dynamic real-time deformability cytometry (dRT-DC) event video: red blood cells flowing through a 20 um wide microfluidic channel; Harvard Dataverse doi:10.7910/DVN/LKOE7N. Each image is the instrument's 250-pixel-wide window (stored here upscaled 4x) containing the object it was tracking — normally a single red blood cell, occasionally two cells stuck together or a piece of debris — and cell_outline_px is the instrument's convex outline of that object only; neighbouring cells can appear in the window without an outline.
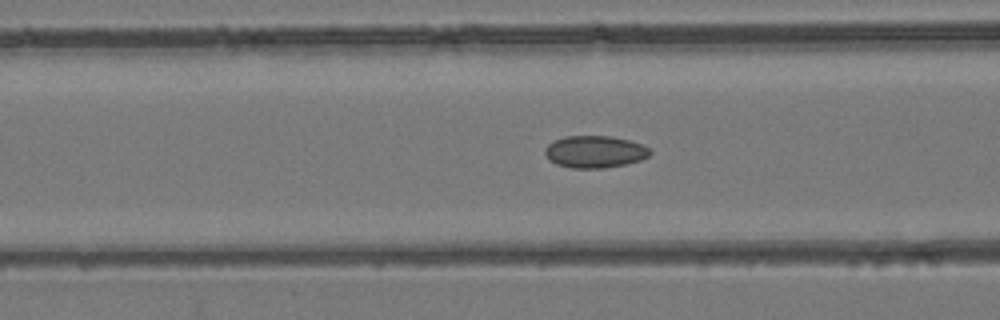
{"species": "common noctule bat (a hibernating species)", "species_latin": "Nyctalus noctula", "temperature_condition": "room temperature", "stored_images_in_passage": 44, "camera_frame_rate_fps": 3000, "um_per_image_px": 0.085, "animal": {"sex": "female", "body_mass_g": 24.6, "forearm_length_mm": 56.2}, "frame": {"image": 1, "passage_image": 15, "time_ms": 4.667, "image_size_px": [1000, 320], "cell_outline_px": [[652, 152], [648, 156], [640, 160], [624, 164], [604, 168], [572, 168], [556, 164], [548, 160], [544, 152], [544, 148], [552, 140], [564, 136], [612, 136], [628, 140], [640, 144], [648, 148]], "centroid_in_image_um": [50.5, 12.89], "position_along_channel_um": 116.1, "area_um2": 19.71}}
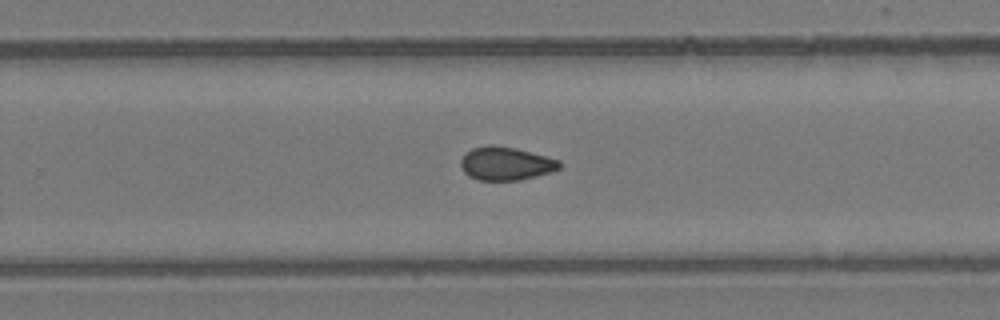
{"frame": {"image": 2, "passage_image": 27, "time_ms": 8.667, "image_size_px": [1000, 320], "cell_outline_px": [[560, 168], [536, 176], [520, 180], [480, 180], [468, 176], [464, 172], [460, 164], [460, 160], [472, 148], [488, 144], [492, 144], [516, 148], [560, 160]], "centroid_in_image_um": [42.97, 13.89], "position_along_channel_um": 286.8, "area_um2": 19.07}}
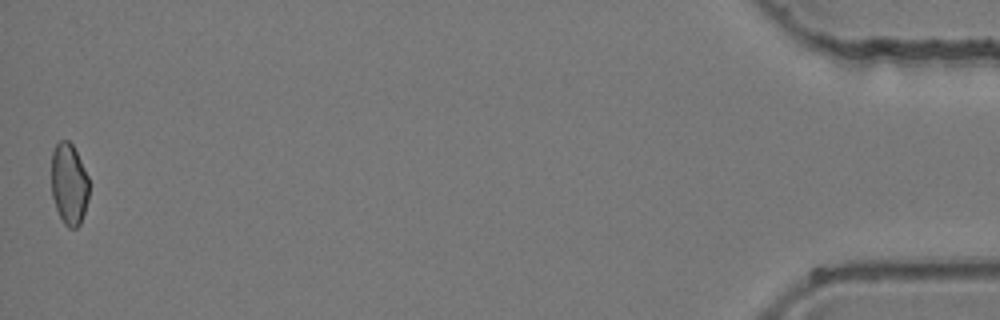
{"frame": {"image": 3, "passage_image": 44, "time_ms": 14.333, "image_size_px": [1000, 320], "cell_outline_px": [[88, 200], [80, 224], [76, 228], [68, 228], [64, 224], [56, 208], [52, 196], [52, 152], [56, 144], [60, 140], [68, 140], [72, 144], [88, 176]], "centroid_in_image_um": [5.86, 15.65], "position_along_channel_um": 429.3, "area_um2": 17.74}}